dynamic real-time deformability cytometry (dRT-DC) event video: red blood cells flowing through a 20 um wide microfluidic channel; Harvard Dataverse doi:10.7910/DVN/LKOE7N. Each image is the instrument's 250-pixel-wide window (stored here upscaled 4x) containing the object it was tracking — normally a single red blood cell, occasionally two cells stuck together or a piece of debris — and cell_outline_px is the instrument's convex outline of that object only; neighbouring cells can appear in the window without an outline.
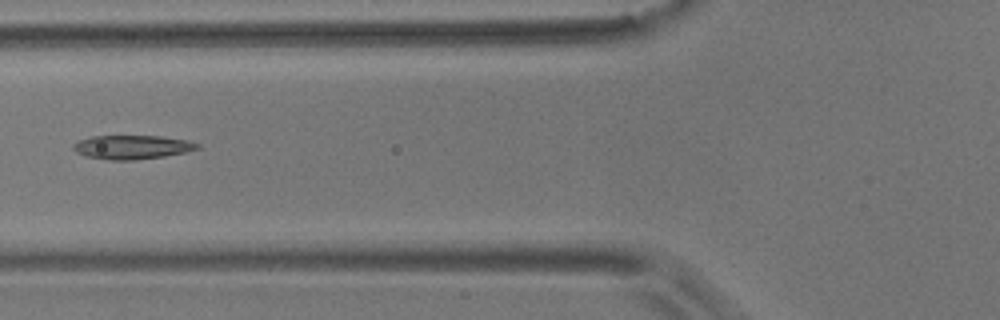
{"species": "common noctule bat (a hibernating species)", "species_latin": "Nyctalus noctula", "temperature_condition": "room temperature", "stored_images_in_passage": 3, "camera_frame_rate_fps": 3000, "um_per_image_px": 0.085, "animal": {"sex": "male", "body_mass_g": 17.9}, "frame": {"image": 1, "passage_image": 3, "time_ms": 0.667, "image_size_px": [1000, 320], "cell_outline_px": [[200, 148], [184, 152], [164, 156], [132, 160], [108, 160], [84, 156], [76, 152], [72, 148], [72, 144], [80, 140], [92, 136], [160, 136], [188, 140], [200, 144]], "centroid_in_image_um": [11.2, 12.5], "position_along_channel_um": 114.6, "area_um2": 17.28}}